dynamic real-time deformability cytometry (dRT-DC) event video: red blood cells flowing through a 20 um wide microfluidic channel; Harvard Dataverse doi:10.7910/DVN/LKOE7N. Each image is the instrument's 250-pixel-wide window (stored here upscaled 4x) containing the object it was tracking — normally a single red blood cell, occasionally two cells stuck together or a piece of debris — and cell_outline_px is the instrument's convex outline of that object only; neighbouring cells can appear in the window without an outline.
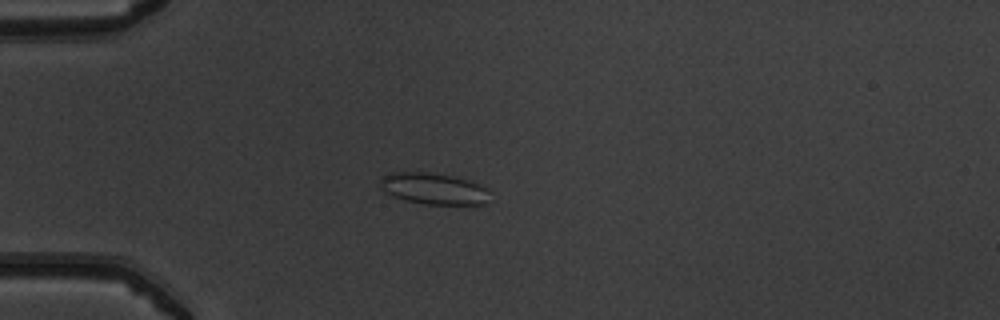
{"species": "common noctule bat (a hibernating species)", "species_latin": "Nyctalus noctula", "temperature_condition": "warm", "stored_images_in_passage": 38, "camera_frame_rate_fps": 3000, "um_per_image_px": 0.085, "animal": {"sex": "male", "body_mass_g": 19.5, "forearm_length_mm": 54.6}, "frame": {"image": 1, "passage_image": 15, "time_ms": 4.667, "image_size_px": [1000, 320], "cell_outline_px": [[488, 204], [424, 204], [404, 200], [392, 196], [380, 188], [380, 180], [384, 176], [392, 172], [428, 172], [456, 176], [468, 180], [484, 188]], "centroid_in_image_um": [36.78, 16.03], "position_along_channel_um": 48.2, "area_um2": 19.83}}
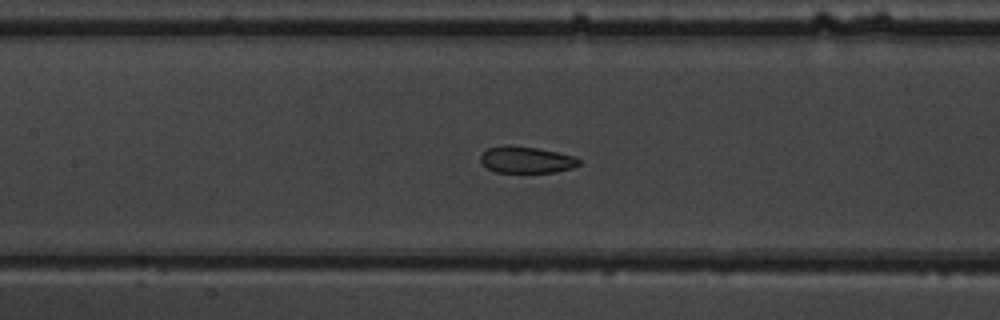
{"frame": {"image": 2, "passage_image": 25, "time_ms": 8.0, "image_size_px": [1000, 320], "cell_outline_px": [[580, 164], [572, 168], [556, 172], [496, 172], [488, 168], [480, 160], [480, 156], [488, 148], [536, 148], [576, 156], [580, 160]], "centroid_in_image_um": [44.82, 13.63], "position_along_channel_um": 162.6, "area_um2": 14.51}}
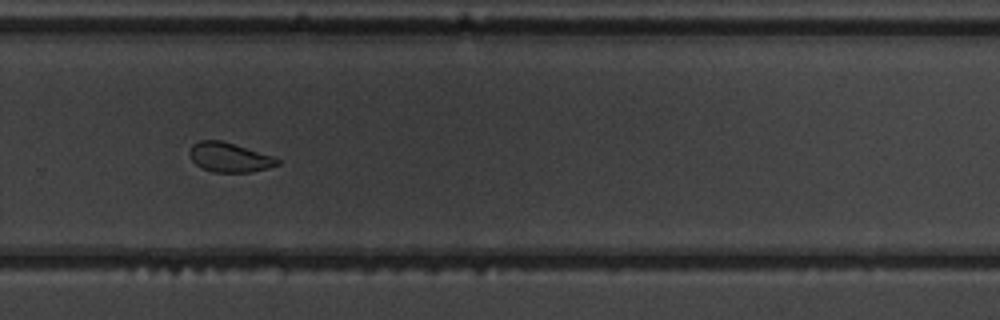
{"frame": {"image": 3, "passage_image": 36, "time_ms": 11.667, "image_size_px": [1000, 320], "cell_outline_px": [[280, 164], [268, 168], [252, 172], [212, 172], [196, 164], [192, 160], [188, 152], [192, 144], [200, 140], [220, 140], [276, 156], [280, 160]], "centroid_in_image_um": [19.53, 13.37], "position_along_channel_um": 310.3, "area_um2": 15.2}}